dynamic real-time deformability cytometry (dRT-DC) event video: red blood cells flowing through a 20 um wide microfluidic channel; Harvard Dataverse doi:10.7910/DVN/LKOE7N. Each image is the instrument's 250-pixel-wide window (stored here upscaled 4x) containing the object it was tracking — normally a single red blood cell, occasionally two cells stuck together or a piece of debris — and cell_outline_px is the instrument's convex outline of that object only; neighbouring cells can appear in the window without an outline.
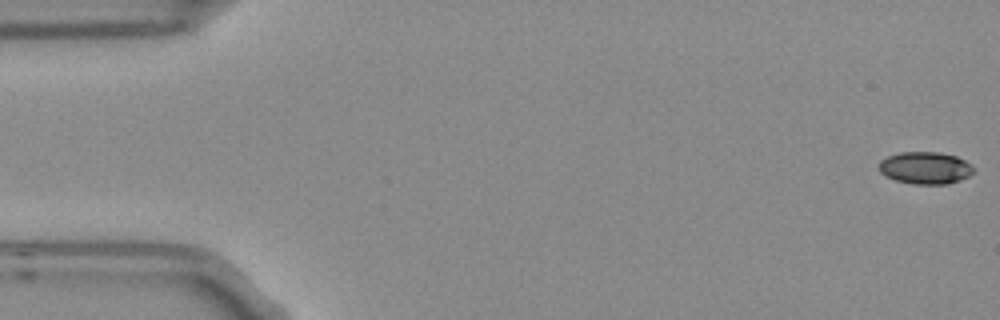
{"species": "Egyptian fruit bat (a non-hibernating species)", "species_latin": "Rousettus aegyptiacus", "temperature_condition": "room temperature", "stored_images_in_passage": 5, "camera_frame_rate_fps": 3000, "um_per_image_px": 0.085, "frame": {"image": 1, "passage_image": 1, "time_ms": 0.0, "image_size_px": [1000, 320], "cell_outline_px": [[976, 168], [968, 176], [960, 180], [948, 184], [912, 184], [896, 180], [884, 176], [880, 172], [876, 164], [880, 160], [888, 156], [900, 152], [940, 152], [956, 156], [972, 164]], "centroid_in_image_um": [78.63, 14.27], "position_along_channel_um": 6.4, "area_um2": 18.03}}
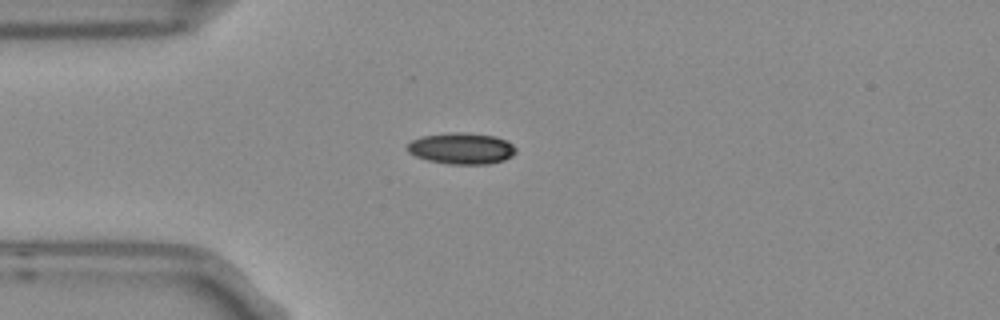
{"frame": {"image": 2, "passage_image": 4, "time_ms": 1.0, "image_size_px": [1000, 320], "cell_outline_px": [[516, 152], [512, 156], [504, 160], [488, 164], [448, 164], [428, 160], [416, 156], [408, 152], [408, 144], [412, 140], [424, 136], [456, 132], [464, 132], [496, 136], [512, 144], [516, 148]], "centroid_in_image_um": [39.26, 12.62], "position_along_channel_um": 45.7, "area_um2": 19.65}}